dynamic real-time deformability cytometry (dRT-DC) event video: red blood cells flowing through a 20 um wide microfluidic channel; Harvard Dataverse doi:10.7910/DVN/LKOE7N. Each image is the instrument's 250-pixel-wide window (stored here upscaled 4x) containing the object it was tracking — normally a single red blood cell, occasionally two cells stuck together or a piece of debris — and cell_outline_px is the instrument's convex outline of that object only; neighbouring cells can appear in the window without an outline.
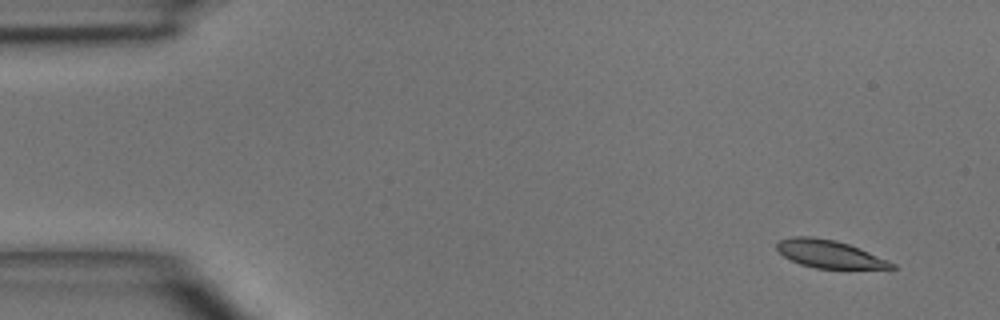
{"species": "common noctule bat (a hibernating species)", "species_latin": "Nyctalus noctula", "temperature_condition": "room temperature", "stored_images_in_passage": 8, "camera_frame_rate_fps": 3000, "um_per_image_px": 0.085, "animal": {"sex": "male", "body_mass_g": 15.6}, "frame": {"image": 1, "passage_image": 1, "time_ms": 0.0, "image_size_px": [1000, 320], "cell_outline_px": [[896, 268], [816, 268], [800, 264], [784, 256], [776, 248], [776, 244], [780, 240], [792, 236], [812, 236], [836, 240], [860, 248], [888, 260], [896, 264]], "centroid_in_image_um": [70.48, 21.57], "position_along_channel_um": 14.5, "area_um2": 18.44}}
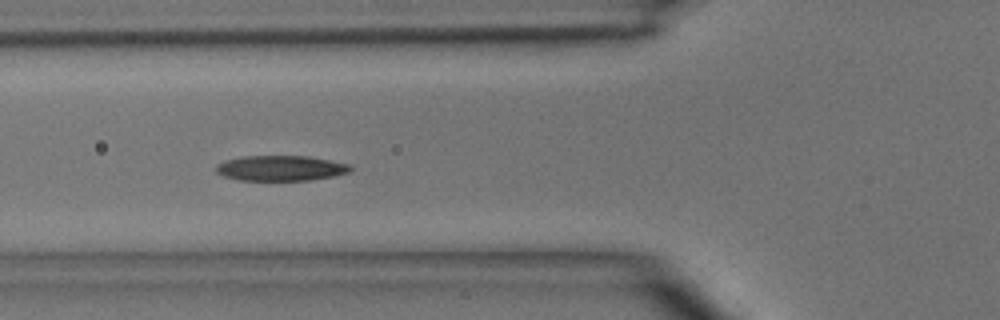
{"frame": {"image": 2, "passage_image": 5, "time_ms": 4.667, "image_size_px": [1000, 320], "cell_outline_px": [[352, 168], [348, 172], [332, 176], [312, 180], [236, 180], [224, 176], [216, 172], [216, 164], [224, 160], [244, 156], [308, 156], [348, 164]], "centroid_in_image_um": [23.8, 14.29], "position_along_channel_um": 102.0, "area_um2": 19.71}}
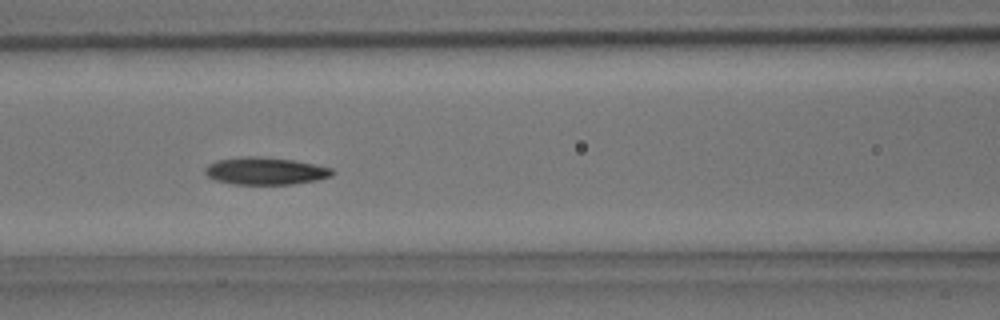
{"frame": {"image": 3, "passage_image": 6, "time_ms": 5.667, "image_size_px": [1000, 320], "cell_outline_px": [[336, 172], [332, 176], [316, 180], [292, 184], [232, 184], [216, 180], [208, 176], [204, 172], [204, 168], [208, 164], [216, 160], [244, 156], [256, 156], [292, 160], [316, 164], [332, 168]], "centroid_in_image_um": [22.56, 14.53], "position_along_channel_um": 144.0, "area_um2": 20.35}}